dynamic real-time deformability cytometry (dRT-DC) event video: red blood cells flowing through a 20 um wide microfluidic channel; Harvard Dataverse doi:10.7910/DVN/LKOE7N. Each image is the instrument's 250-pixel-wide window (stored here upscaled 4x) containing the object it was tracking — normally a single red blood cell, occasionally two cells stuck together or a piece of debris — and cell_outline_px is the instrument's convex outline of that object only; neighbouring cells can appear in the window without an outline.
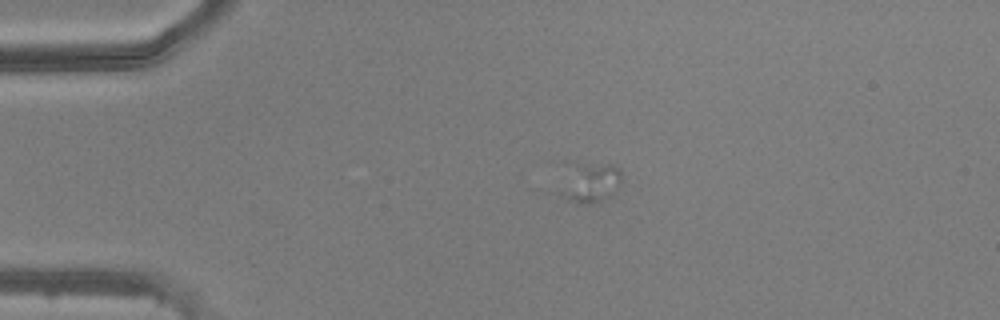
{"species": "common noctule bat (a hibernating species)", "species_latin": "Nyctalus noctula", "temperature_condition": "warm", "stored_images_in_passage": 22, "camera_frame_rate_fps": 3000, "um_per_image_px": 0.085, "animal": {"sex": "male", "body_mass_g": 20.5, "forearm_length_mm": 52.5}, "frame": {"image": 1, "passage_image": 7, "time_ms": 2.0, "image_size_px": [1000, 320], "cell_outline_px": [[620, 180], [616, 188], [608, 196], [592, 204], [576, 204], [568, 200], [556, 192], [572, 164], [576, 160], [612, 164], [620, 172]], "centroid_in_image_um": [50.07, 15.48], "position_along_channel_um": 34.9, "area_um2": 14.68}}
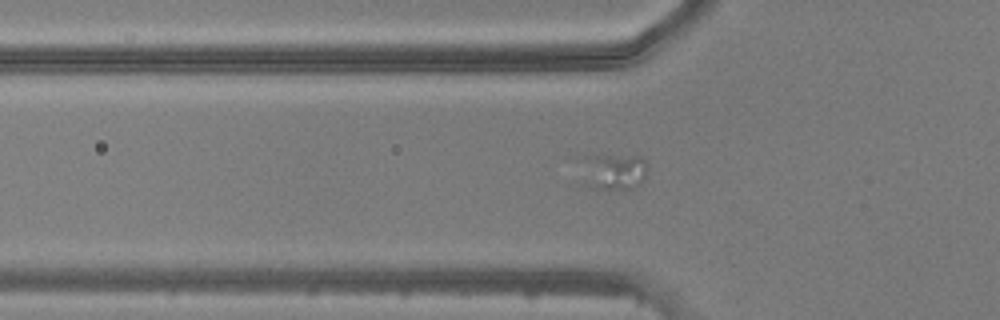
{"frame": {"image": 2, "passage_image": 13, "time_ms": 4.0, "image_size_px": [1000, 320], "cell_outline_px": [[648, 168], [644, 176], [636, 188], [624, 192], [592, 188], [584, 156], [640, 156], [648, 164]], "centroid_in_image_um": [52.35, 14.63], "position_along_channel_um": 73.4, "area_um2": 13.47}}
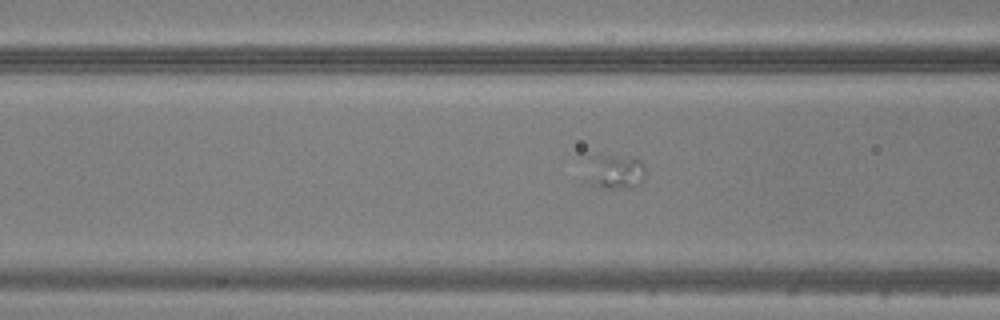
{"frame": {"image": 3, "passage_image": 16, "time_ms": 5.0, "image_size_px": [1000, 320], "cell_outline_px": [[644, 180], [636, 188], [604, 188], [592, 184], [584, 180], [588, 156], [636, 156], [640, 160], [644, 168]], "centroid_in_image_um": [52.24, 14.59], "position_along_channel_um": 114.4, "area_um2": 12.48}}